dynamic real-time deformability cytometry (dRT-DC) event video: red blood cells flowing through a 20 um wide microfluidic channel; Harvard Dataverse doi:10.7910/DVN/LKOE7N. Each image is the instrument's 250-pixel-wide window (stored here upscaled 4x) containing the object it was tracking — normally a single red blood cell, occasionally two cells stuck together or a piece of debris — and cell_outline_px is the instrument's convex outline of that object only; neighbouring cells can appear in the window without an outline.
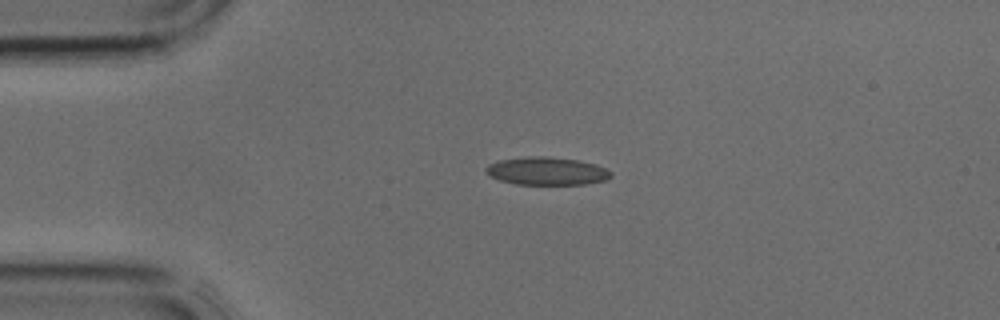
{"species": "common noctule bat (a hibernating species)", "species_latin": "Nyctalus noctula", "temperature_condition": "cold", "stored_images_in_passage": 6, "camera_frame_rate_fps": 3000, "um_per_image_px": 0.085, "animal": {"sex": "male", "body_mass_g": 17.9, "forearm_length_mm": 54.2}, "frame": {"image": 1, "passage_image": 6, "time_ms": 1.667, "image_size_px": [1000, 320], "cell_outline_px": [[612, 176], [604, 180], [584, 184], [516, 184], [500, 180], [484, 172], [484, 168], [488, 164], [500, 160], [528, 156], [548, 156], [576, 160], [596, 164], [612, 172]], "centroid_in_image_um": [46.45, 14.53], "position_along_channel_um": 38.5, "area_um2": 20.23}}